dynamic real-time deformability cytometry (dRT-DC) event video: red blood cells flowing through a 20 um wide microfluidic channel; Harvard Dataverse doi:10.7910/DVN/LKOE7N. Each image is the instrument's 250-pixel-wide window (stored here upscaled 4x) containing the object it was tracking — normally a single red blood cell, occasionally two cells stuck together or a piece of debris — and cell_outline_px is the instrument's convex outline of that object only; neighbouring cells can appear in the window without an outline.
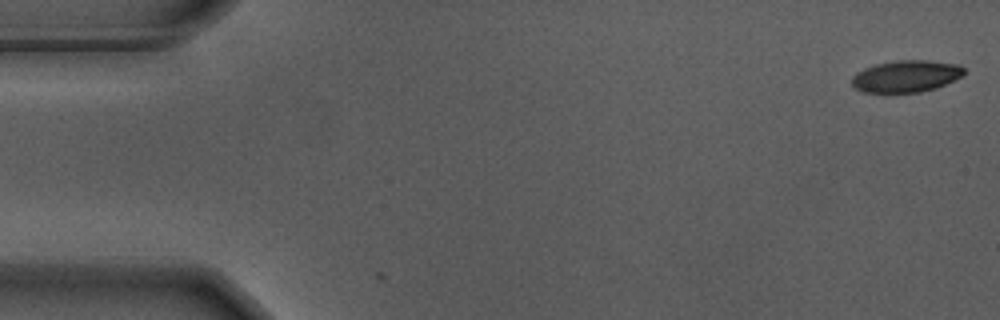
{"species": "Egyptian fruit bat (a non-hibernating species)", "species_latin": "Rousettus aegyptiacus", "temperature_condition": "warm", "stored_images_in_passage": 2, "camera_frame_rate_fps": 3000, "um_per_image_px": 0.085, "animal": {"sex": "male"}, "frame": {"image": 1, "passage_image": 2, "time_ms": 0.333, "image_size_px": [1000, 320], "cell_outline_px": [[964, 76], [936, 88], [920, 92], [864, 92], [856, 88], [852, 84], [852, 76], [856, 72], [864, 68], [876, 64], [900, 60], [924, 60], [960, 64], [964, 68]], "centroid_in_image_um": [77.05, 6.47], "position_along_channel_um": 8.0, "area_um2": 20.81}}